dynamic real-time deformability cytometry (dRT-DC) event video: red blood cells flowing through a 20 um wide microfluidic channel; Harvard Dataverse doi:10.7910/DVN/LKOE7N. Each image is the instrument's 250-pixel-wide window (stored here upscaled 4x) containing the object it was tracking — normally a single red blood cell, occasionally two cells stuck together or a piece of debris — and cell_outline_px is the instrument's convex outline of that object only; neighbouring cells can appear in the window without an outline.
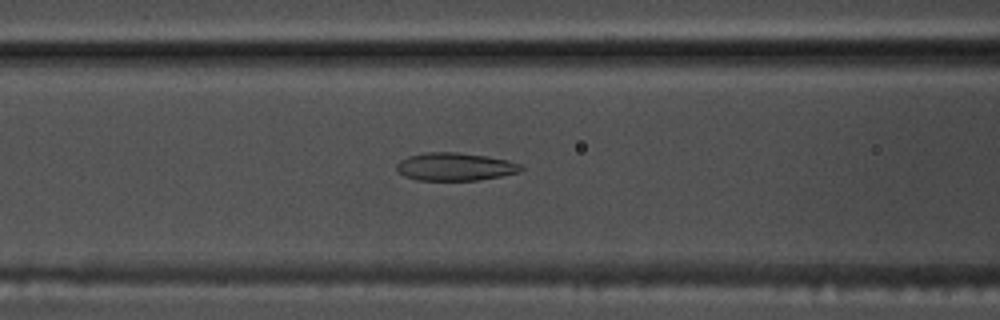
{"species": "common noctule bat (a hibernating species)", "species_latin": "Nyctalus noctula", "temperature_condition": "warm", "stored_images_in_passage": 44, "camera_frame_rate_fps": 3000, "um_per_image_px": 0.085, "animal": {"sex": "male", "body_mass_g": 17.5, "forearm_length_mm": 52.3}, "frame": {"image": 1, "passage_image": 22, "time_ms": 7.0, "image_size_px": [1000, 320], "cell_outline_px": [[524, 168], [520, 172], [480, 180], [416, 180], [404, 176], [396, 168], [396, 164], [400, 160], [408, 156], [424, 152], [456, 152], [488, 156], [508, 160], [520, 164]], "centroid_in_image_um": [38.68, 14.16], "position_along_channel_um": 127.9, "area_um2": 20.35}}
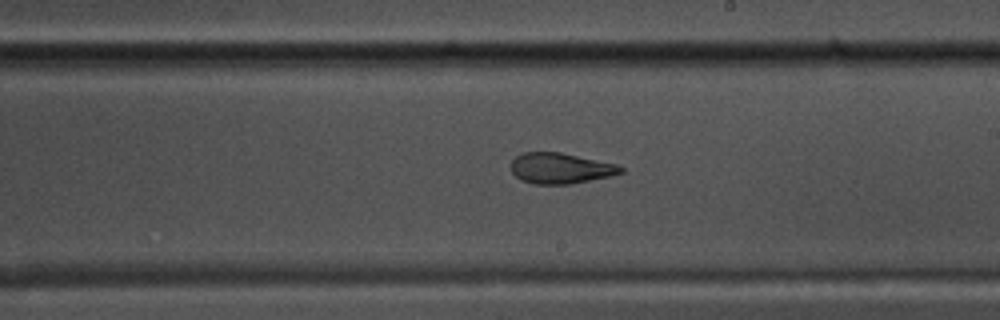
{"frame": {"image": 2, "passage_image": 31, "time_ms": 10.0, "image_size_px": [1000, 320], "cell_outline_px": [[624, 172], [612, 176], [572, 184], [532, 184], [520, 180], [512, 172], [512, 160], [516, 156], [524, 152], [560, 152], [616, 164], [624, 168]], "centroid_in_image_um": [47.65, 14.31], "position_along_channel_um": 241.3, "area_um2": 19.71}}
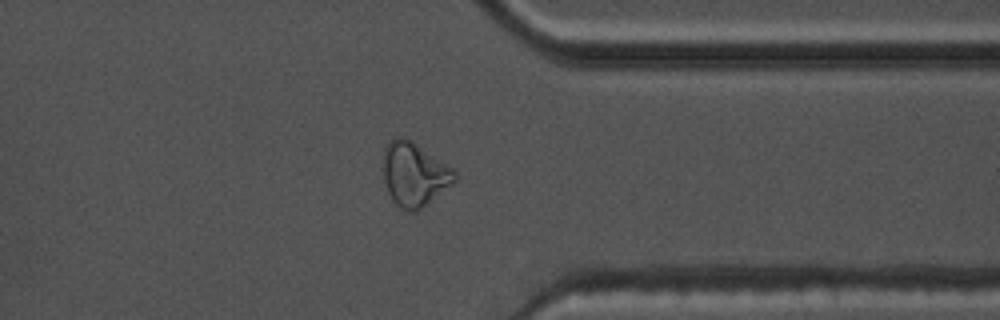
{"frame": {"image": 3, "passage_image": 42, "time_ms": 13.667, "image_size_px": [1000, 320], "cell_outline_px": [[456, 180], [416, 212], [408, 212], [400, 208], [392, 200], [388, 192], [384, 180], [384, 148], [392, 136], [400, 136], [412, 140], [452, 168], [456, 172]], "centroid_in_image_um": [35.18, 14.8], "position_along_channel_um": 376.2, "area_um2": 26.41}}